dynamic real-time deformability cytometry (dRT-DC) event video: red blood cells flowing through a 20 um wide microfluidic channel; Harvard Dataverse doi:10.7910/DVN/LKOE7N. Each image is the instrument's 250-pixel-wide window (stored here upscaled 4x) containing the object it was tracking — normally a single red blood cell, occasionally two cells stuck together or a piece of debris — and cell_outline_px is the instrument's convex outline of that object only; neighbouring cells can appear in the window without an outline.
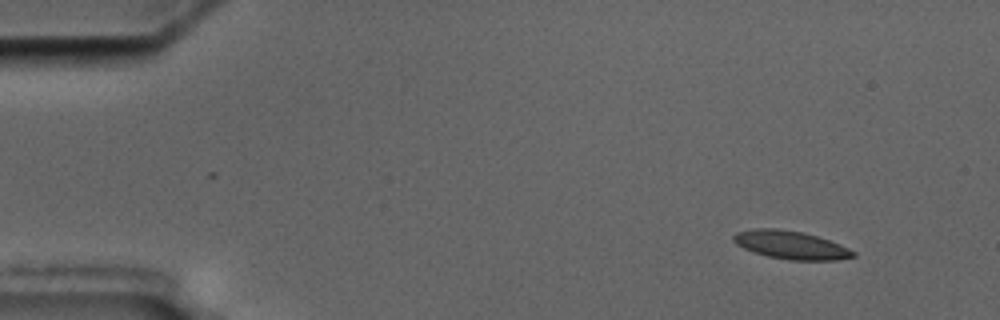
{"species": "common noctule bat (a hibernating species)", "species_latin": "Nyctalus noctula", "temperature_condition": "cold", "stored_images_in_passage": 4, "camera_frame_rate_fps": 3000, "um_per_image_px": 0.085, "animal": {"sex": "male", "body_mass_g": 17.5, "forearm_length_mm": 52.3}, "frame": {"image": 1, "passage_image": 1, "time_ms": 0.0, "image_size_px": [1000, 320], "cell_outline_px": [[856, 256], [836, 260], [788, 260], [768, 256], [752, 252], [736, 244], [732, 240], [732, 236], [736, 232], [752, 228], [776, 228], [804, 232], [840, 244], [856, 252]], "centroid_in_image_um": [67.19, 20.82], "position_along_channel_um": 17.8, "area_um2": 19.77}}
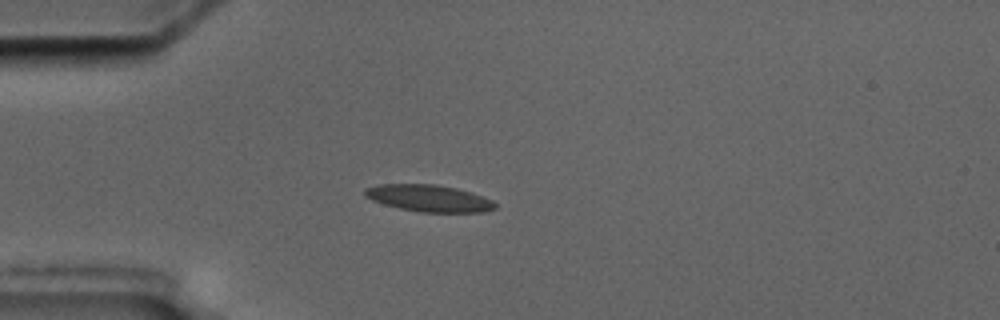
{"frame": {"image": 2, "passage_image": 4, "time_ms": 3.333, "image_size_px": [1000, 320], "cell_outline_px": [[496, 208], [484, 212], [420, 212], [400, 208], [384, 204], [372, 200], [364, 196], [364, 188], [380, 184], [436, 184], [456, 188], [472, 192], [492, 200], [496, 204]], "centroid_in_image_um": [36.46, 16.84], "position_along_channel_um": 48.5, "area_um2": 20.4}}